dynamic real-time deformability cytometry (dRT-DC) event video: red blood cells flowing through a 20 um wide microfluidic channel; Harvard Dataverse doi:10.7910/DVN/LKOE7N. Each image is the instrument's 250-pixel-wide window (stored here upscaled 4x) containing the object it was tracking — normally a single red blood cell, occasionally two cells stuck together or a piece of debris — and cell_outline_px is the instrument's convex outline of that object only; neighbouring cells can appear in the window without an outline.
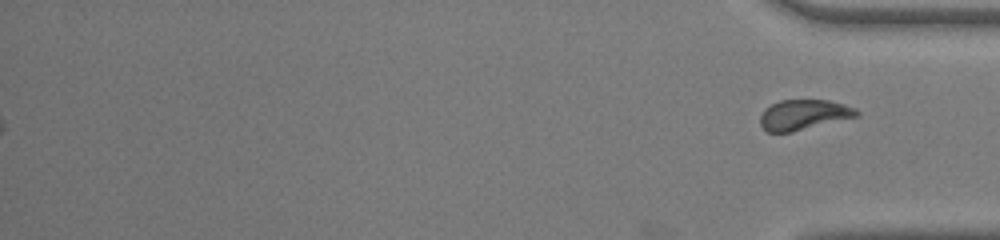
{"species": "common noctule bat (a hibernating species)", "species_latin": "Nyctalus noctula", "temperature_condition": "warm", "stored_images_in_passage": 33, "segment_of_instrument_passage": [2, 2], "camera_frame_rate_fps": 3000, "um_per_image_px": 0.085, "animal": {"sex": "male", "body_mass_g": 19.0, "forearm_length_mm": 50.8}, "frame": {"image": 1, "passage_image": 33, "time_ms": 10.667, "image_size_px": [1000, 240], "cell_outline_px": [[860, 112], [856, 116], [792, 132], [768, 132], [760, 124], [760, 116], [764, 108], [780, 100], [828, 100], [844, 104], [856, 108]], "centroid_in_image_um": [68.29, 9.74], "position_along_channel_um": 366.9, "area_um2": 16.82}}